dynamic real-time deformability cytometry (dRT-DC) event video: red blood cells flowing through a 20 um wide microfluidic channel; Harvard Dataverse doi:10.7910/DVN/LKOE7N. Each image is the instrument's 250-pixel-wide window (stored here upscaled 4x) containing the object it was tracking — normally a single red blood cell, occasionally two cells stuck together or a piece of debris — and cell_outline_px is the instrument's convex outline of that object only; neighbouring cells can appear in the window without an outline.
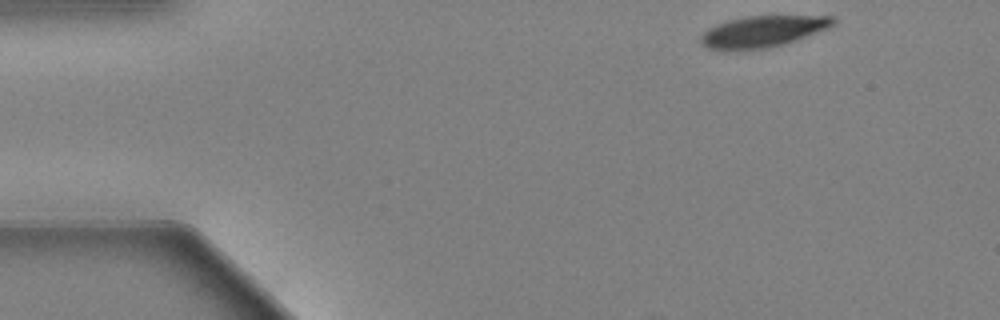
{"species": "Egyptian fruit bat (a non-hibernating species)", "species_latin": "Rousettus aegyptiacus", "temperature_condition": "warm", "stored_images_in_passage": 50, "camera_frame_rate_fps": 3000, "um_per_image_px": 0.085, "animal": {"sex": "female"}, "frame": {"image": 1, "passage_image": 1, "time_ms": 0.0, "image_size_px": [1000, 320], "cell_outline_px": [[836, 20], [828, 28], [796, 40], [784, 44], [768, 48], [728, 52], [720, 52], [704, 48], [700, 44], [700, 36], [708, 28], [716, 24], [728, 20], [744, 16], [832, 16]], "centroid_in_image_um": [64.71, 2.72], "position_along_channel_um": 20.3, "area_um2": 24.74}}
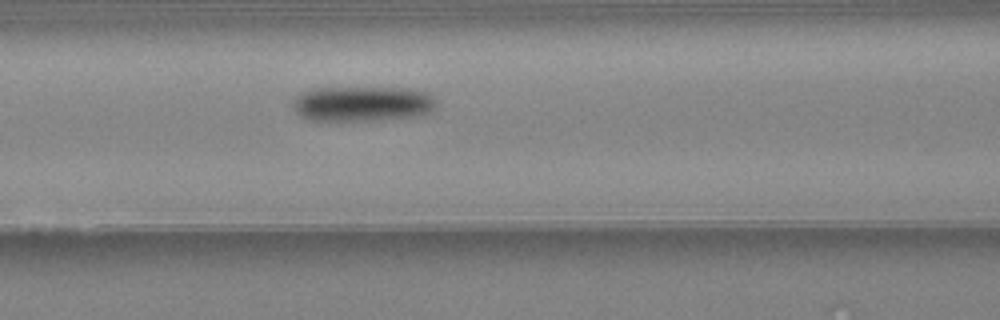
{"frame": {"image": 2, "passage_image": 18, "time_ms": 5.667, "image_size_px": [1000, 320], "cell_outline_px": [[436, 104], [432, 112], [416, 116], [372, 120], [304, 120], [292, 108], [292, 104], [296, 96], [300, 92], [312, 88], [408, 88], [428, 92], [436, 100]], "centroid_in_image_um": [30.78, 8.81], "position_along_channel_um": 135.8, "area_um2": 29.65}}
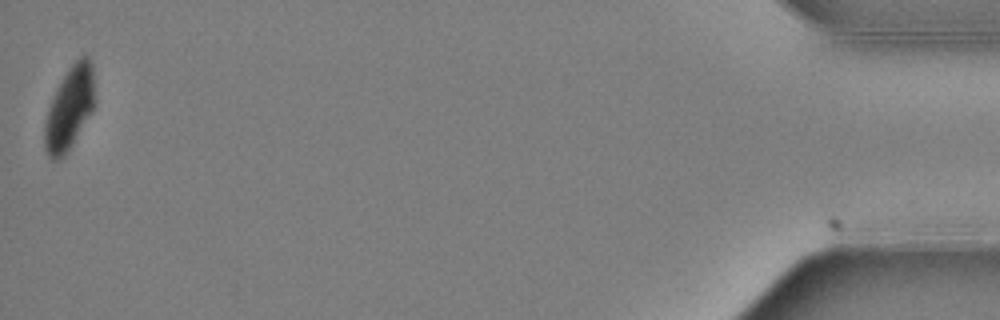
{"frame": {"image": 3, "passage_image": 50, "time_ms": 16.333, "image_size_px": [1000, 320], "cell_outline_px": [[96, 104], [92, 112], [68, 152], [60, 160], [52, 160], [48, 156], [44, 148], [44, 124], [48, 108], [56, 88], [60, 80], [72, 64], [80, 56], [88, 56], [92, 64]], "centroid_in_image_um": [5.91, 9.22], "position_along_channel_um": 429.3, "area_um2": 24.68}, "authors_computed_cell_mechanics": {"area_um2": 28.4087, "velocity_mm_per_s": 3.6481, "shape_relaxation_time_tau1_ms": 3.4944, "shape_relaxation_time_tau2_ms": null, "deformation_change_tau1": 0.1435, "deformation_change_tau2": null}}